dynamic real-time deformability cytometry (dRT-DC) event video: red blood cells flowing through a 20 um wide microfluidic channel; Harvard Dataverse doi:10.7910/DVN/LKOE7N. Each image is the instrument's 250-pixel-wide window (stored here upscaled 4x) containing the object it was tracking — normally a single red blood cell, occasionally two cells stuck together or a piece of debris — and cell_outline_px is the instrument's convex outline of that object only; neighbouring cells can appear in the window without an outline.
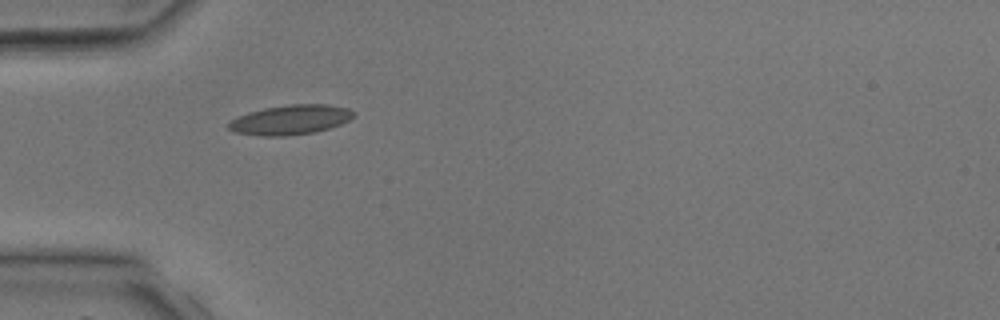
{"species": "common noctule bat (a hibernating species)", "species_latin": "Nyctalus noctula", "temperature_condition": "room temperature", "stored_images_in_passage": 2, "camera_frame_rate_fps": 3000, "um_per_image_px": 0.085, "animal": {"sex": "male", "body_mass_g": 17.9, "forearm_length_mm": 54.2}, "frame": {"image": 1, "passage_image": 1, "time_ms": 0.0, "image_size_px": [1000, 320], "cell_outline_px": [[356, 116], [340, 124], [316, 132], [288, 136], [260, 136], [236, 132], [228, 128], [228, 124], [232, 120], [248, 112], [264, 108], [288, 104], [328, 104], [348, 108], [356, 112]], "centroid_in_image_um": [24.73, 10.18], "position_along_channel_um": 60.3, "area_um2": 21.68}}